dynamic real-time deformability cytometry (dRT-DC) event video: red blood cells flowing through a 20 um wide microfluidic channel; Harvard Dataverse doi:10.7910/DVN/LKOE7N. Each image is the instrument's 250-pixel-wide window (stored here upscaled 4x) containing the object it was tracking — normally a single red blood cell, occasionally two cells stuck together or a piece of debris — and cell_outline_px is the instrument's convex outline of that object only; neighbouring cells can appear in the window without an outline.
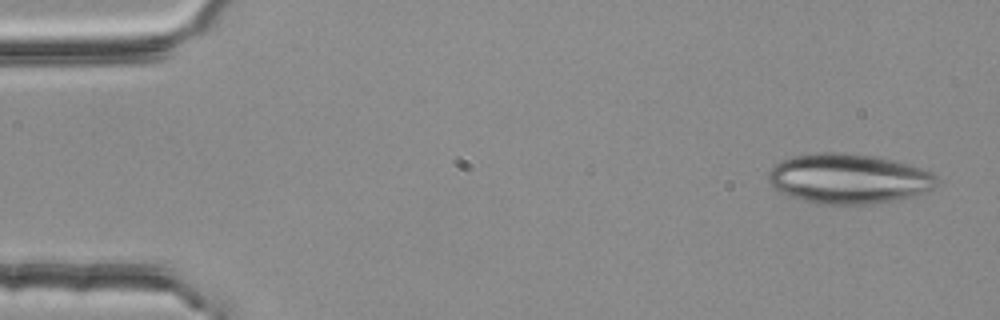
{"species": "common noctule bat (a hibernating species)", "species_latin": "Nyctalus noctula", "temperature_condition": "room temperature", "stored_images_in_passage": 3, "camera_frame_rate_fps": 3000, "um_per_image_px": 0.085, "animal": {"sex": "female", "body_mass_g": 25.1}, "frame": {"image": 1, "passage_image": 1, "time_ms": 0.0, "image_size_px": [1000, 320], "cell_outline_px": [[940, 180], [932, 188], [920, 196], [872, 204], [820, 204], [804, 200], [780, 192], [768, 180], [768, 172], [780, 160], [792, 156], [816, 152], [844, 152], [876, 156], [908, 164], [932, 172]], "centroid_in_image_um": [72.17, 15.18], "position_along_channel_um": 12.8, "area_um2": 49.3}}